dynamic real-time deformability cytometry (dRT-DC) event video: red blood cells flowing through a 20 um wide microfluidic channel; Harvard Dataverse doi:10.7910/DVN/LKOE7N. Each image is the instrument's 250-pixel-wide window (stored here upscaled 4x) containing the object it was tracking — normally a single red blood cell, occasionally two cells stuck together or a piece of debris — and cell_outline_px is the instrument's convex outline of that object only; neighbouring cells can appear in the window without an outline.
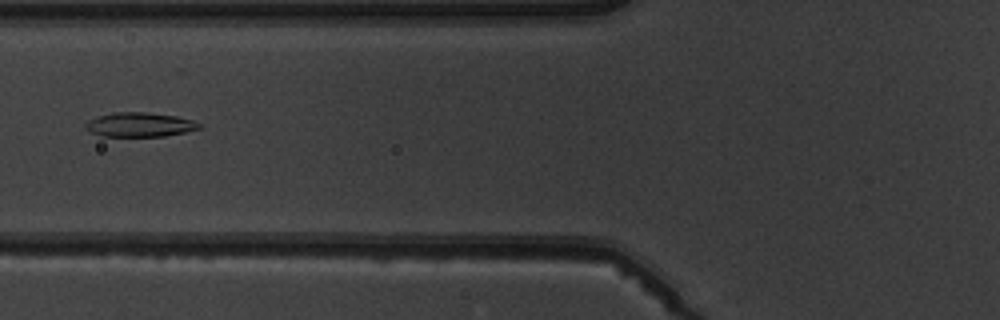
{"species": "common noctule bat (a hibernating species)", "species_latin": "Nyctalus noctula", "temperature_condition": "warm", "stored_images_in_passage": 2, "camera_frame_rate_fps": 3000, "um_per_image_px": 0.085, "animal": {"sex": "male", "body_mass_g": 19.5, "forearm_length_mm": 54.6}, "frame": {"image": 1, "passage_image": 2, "time_ms": 1.0, "image_size_px": [1000, 320], "cell_outline_px": [[204, 128], [164, 136], [100, 136], [84, 128], [84, 124], [88, 120], [96, 116], [116, 112], [148, 112], [176, 116], [192, 120], [200, 124]], "centroid_in_image_um": [11.86, 10.59], "position_along_channel_um": 113.9, "area_um2": 16.18}}